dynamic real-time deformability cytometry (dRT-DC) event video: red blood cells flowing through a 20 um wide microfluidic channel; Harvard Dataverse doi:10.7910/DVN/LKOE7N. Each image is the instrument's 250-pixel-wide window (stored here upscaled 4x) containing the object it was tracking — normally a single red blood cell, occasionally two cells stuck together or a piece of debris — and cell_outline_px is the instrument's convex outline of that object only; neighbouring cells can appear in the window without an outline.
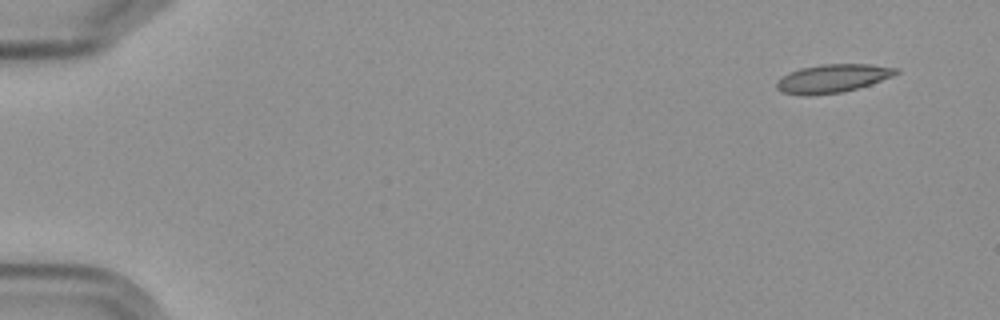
{"species": "Egyptian fruit bat (a non-hibernating species)", "species_latin": "Rousettus aegyptiacus", "temperature_condition": "cold", "stored_images_in_passage": 5, "camera_frame_rate_fps": 3000, "um_per_image_px": 0.085, "frame": {"image": 1, "passage_image": 1, "time_ms": 0.0, "image_size_px": [1000, 320], "cell_outline_px": [[900, 72], [892, 76], [844, 92], [808, 96], [804, 96], [784, 92], [776, 88], [776, 80], [788, 72], [800, 68], [820, 64], [868, 64], [900, 68]], "centroid_in_image_um": [70.73, 6.66], "position_along_channel_um": 14.3, "area_um2": 19.77}}